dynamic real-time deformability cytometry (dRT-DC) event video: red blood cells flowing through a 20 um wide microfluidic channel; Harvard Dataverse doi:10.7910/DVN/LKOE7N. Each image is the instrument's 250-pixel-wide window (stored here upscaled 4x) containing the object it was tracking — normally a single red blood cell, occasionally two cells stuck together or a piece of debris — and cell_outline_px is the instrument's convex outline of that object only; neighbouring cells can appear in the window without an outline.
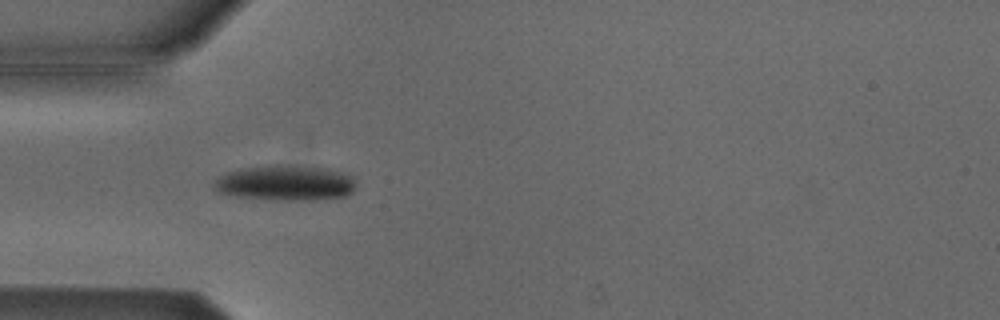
{"species": "Egyptian fruit bat (a non-hibernating species)", "species_latin": "Rousettus aegyptiacus", "temperature_condition": "cold", "stored_images_in_passage": 5, "camera_frame_rate_fps": 3000, "um_per_image_px": 0.085, "animal": {"sex": "male"}, "frame": {"image": 1, "passage_image": 5, "time_ms": 1.333, "image_size_px": [1000, 320], "cell_outline_px": [[356, 188], [352, 192], [344, 196], [316, 200], [280, 200], [236, 196], [216, 192], [212, 188], [212, 184], [220, 176], [228, 172], [240, 168], [276, 164], [328, 168], [352, 176]], "centroid_in_image_um": [24.24, 15.55], "position_along_channel_um": 60.8, "area_um2": 29.42}}